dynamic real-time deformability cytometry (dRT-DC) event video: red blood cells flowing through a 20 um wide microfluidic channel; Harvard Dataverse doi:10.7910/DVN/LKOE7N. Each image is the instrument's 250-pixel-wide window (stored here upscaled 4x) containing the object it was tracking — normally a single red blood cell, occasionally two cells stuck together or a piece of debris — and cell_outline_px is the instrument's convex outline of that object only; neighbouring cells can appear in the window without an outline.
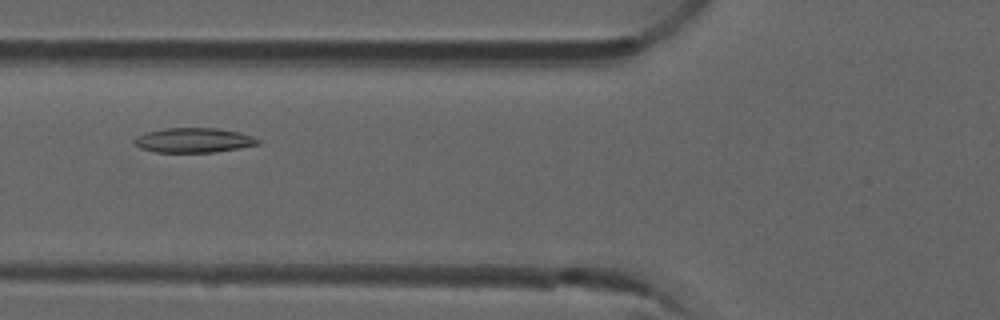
{"species": "common noctule bat (a hibernating species)", "species_latin": "Nyctalus noctula", "temperature_condition": "room temperature", "stored_images_in_passage": 4, "camera_frame_rate_fps": 3000, "um_per_image_px": 0.085, "animal": {"sex": "male", "forearm_length_mm": 52.5}, "frame": {"image": 1, "passage_image": 4, "time_ms": 1.0, "image_size_px": [1000, 320], "cell_outline_px": [[260, 144], [240, 148], [212, 152], [156, 152], [140, 148], [132, 144], [132, 140], [136, 136], [148, 132], [168, 128], [216, 128], [240, 132], [252, 136], [260, 140]], "centroid_in_image_um": [16.45, 11.92], "position_along_channel_um": 109.4, "area_um2": 17.8}}